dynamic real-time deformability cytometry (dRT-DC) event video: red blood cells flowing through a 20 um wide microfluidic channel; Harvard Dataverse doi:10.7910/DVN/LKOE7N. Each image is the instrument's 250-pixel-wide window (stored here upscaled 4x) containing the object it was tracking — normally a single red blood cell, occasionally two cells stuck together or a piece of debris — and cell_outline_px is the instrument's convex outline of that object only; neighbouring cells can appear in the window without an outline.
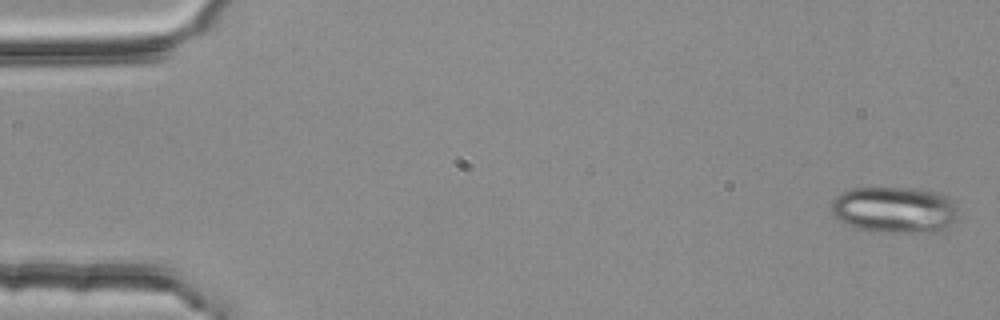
{"species": "common noctule bat (a hibernating species)", "species_latin": "Nyctalus noctula", "temperature_condition": "room temperature", "stored_images_in_passage": 3, "camera_frame_rate_fps": 3000, "um_per_image_px": 0.085, "animal": {"sex": "female", "body_mass_g": 25.1}, "frame": {"image": 1, "passage_image": 1, "time_ms": 0.0, "image_size_px": [1000, 320], "cell_outline_px": [[956, 220], [940, 232], [876, 232], [856, 228], [840, 220], [832, 212], [832, 200], [836, 196], [852, 188], [912, 188], [936, 192], [948, 196], [956, 204]], "centroid_in_image_um": [76.07, 17.84], "position_along_channel_um": 8.9, "area_um2": 34.28}}